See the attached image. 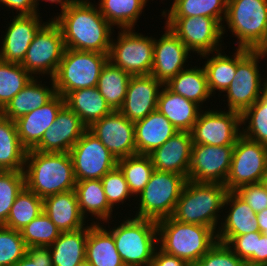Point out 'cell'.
Segmentation results:
<instances>
[{
    "instance_id": "680465c9",
    "label": "cell",
    "mask_w": 267,
    "mask_h": 266,
    "mask_svg": "<svg viewBox=\"0 0 267 266\" xmlns=\"http://www.w3.org/2000/svg\"><path fill=\"white\" fill-rule=\"evenodd\" d=\"M260 184L263 186V188L267 192V171H266V174L261 178Z\"/></svg>"
},
{
    "instance_id": "5bb4252c",
    "label": "cell",
    "mask_w": 267,
    "mask_h": 266,
    "mask_svg": "<svg viewBox=\"0 0 267 266\" xmlns=\"http://www.w3.org/2000/svg\"><path fill=\"white\" fill-rule=\"evenodd\" d=\"M76 181L101 179L117 166V160L88 129L70 150Z\"/></svg>"
},
{
    "instance_id": "f5cc1de1",
    "label": "cell",
    "mask_w": 267,
    "mask_h": 266,
    "mask_svg": "<svg viewBox=\"0 0 267 266\" xmlns=\"http://www.w3.org/2000/svg\"><path fill=\"white\" fill-rule=\"evenodd\" d=\"M151 266H192V265L186 260L166 254L162 250L157 248L154 253Z\"/></svg>"
},
{
    "instance_id": "ee69618b",
    "label": "cell",
    "mask_w": 267,
    "mask_h": 266,
    "mask_svg": "<svg viewBox=\"0 0 267 266\" xmlns=\"http://www.w3.org/2000/svg\"><path fill=\"white\" fill-rule=\"evenodd\" d=\"M24 187L23 171H2L0 173V225L6 223L10 209Z\"/></svg>"
},
{
    "instance_id": "f546056e",
    "label": "cell",
    "mask_w": 267,
    "mask_h": 266,
    "mask_svg": "<svg viewBox=\"0 0 267 266\" xmlns=\"http://www.w3.org/2000/svg\"><path fill=\"white\" fill-rule=\"evenodd\" d=\"M97 221L88 226L85 259L91 266H125L113 235Z\"/></svg>"
},
{
    "instance_id": "2e32d148",
    "label": "cell",
    "mask_w": 267,
    "mask_h": 266,
    "mask_svg": "<svg viewBox=\"0 0 267 266\" xmlns=\"http://www.w3.org/2000/svg\"><path fill=\"white\" fill-rule=\"evenodd\" d=\"M234 146L193 144L187 180L225 184L231 168Z\"/></svg>"
},
{
    "instance_id": "d6986e66",
    "label": "cell",
    "mask_w": 267,
    "mask_h": 266,
    "mask_svg": "<svg viewBox=\"0 0 267 266\" xmlns=\"http://www.w3.org/2000/svg\"><path fill=\"white\" fill-rule=\"evenodd\" d=\"M87 129L80 118L65 104L51 127L44 132L41 141L32 150L45 153H69Z\"/></svg>"
},
{
    "instance_id": "e0dca14e",
    "label": "cell",
    "mask_w": 267,
    "mask_h": 266,
    "mask_svg": "<svg viewBox=\"0 0 267 266\" xmlns=\"http://www.w3.org/2000/svg\"><path fill=\"white\" fill-rule=\"evenodd\" d=\"M88 130L110 151L116 160L136 155L135 124L120 111H113L94 122Z\"/></svg>"
},
{
    "instance_id": "9a60e30c",
    "label": "cell",
    "mask_w": 267,
    "mask_h": 266,
    "mask_svg": "<svg viewBox=\"0 0 267 266\" xmlns=\"http://www.w3.org/2000/svg\"><path fill=\"white\" fill-rule=\"evenodd\" d=\"M227 111H201L191 130L193 144L235 146L241 135V114Z\"/></svg>"
},
{
    "instance_id": "ab89813d",
    "label": "cell",
    "mask_w": 267,
    "mask_h": 266,
    "mask_svg": "<svg viewBox=\"0 0 267 266\" xmlns=\"http://www.w3.org/2000/svg\"><path fill=\"white\" fill-rule=\"evenodd\" d=\"M132 196H138L149 182L155 168L149 155L136 154L117 160Z\"/></svg>"
},
{
    "instance_id": "8fae6325",
    "label": "cell",
    "mask_w": 267,
    "mask_h": 266,
    "mask_svg": "<svg viewBox=\"0 0 267 266\" xmlns=\"http://www.w3.org/2000/svg\"><path fill=\"white\" fill-rule=\"evenodd\" d=\"M65 49L62 31L52 18L37 32L21 65L33 77L49 74L53 78Z\"/></svg>"
},
{
    "instance_id": "b9f144b4",
    "label": "cell",
    "mask_w": 267,
    "mask_h": 266,
    "mask_svg": "<svg viewBox=\"0 0 267 266\" xmlns=\"http://www.w3.org/2000/svg\"><path fill=\"white\" fill-rule=\"evenodd\" d=\"M32 78L33 76L21 64L0 59V111Z\"/></svg>"
},
{
    "instance_id": "bcb514c9",
    "label": "cell",
    "mask_w": 267,
    "mask_h": 266,
    "mask_svg": "<svg viewBox=\"0 0 267 266\" xmlns=\"http://www.w3.org/2000/svg\"><path fill=\"white\" fill-rule=\"evenodd\" d=\"M103 190L109 205L114 209V205L124 203L131 198L132 194L128 188L123 172L118 166L109 171L101 178Z\"/></svg>"
},
{
    "instance_id": "30bf717a",
    "label": "cell",
    "mask_w": 267,
    "mask_h": 266,
    "mask_svg": "<svg viewBox=\"0 0 267 266\" xmlns=\"http://www.w3.org/2000/svg\"><path fill=\"white\" fill-rule=\"evenodd\" d=\"M134 31L121 29L116 41L112 36L108 61L131 76L150 75L155 38Z\"/></svg>"
},
{
    "instance_id": "7dc6e473",
    "label": "cell",
    "mask_w": 267,
    "mask_h": 266,
    "mask_svg": "<svg viewBox=\"0 0 267 266\" xmlns=\"http://www.w3.org/2000/svg\"><path fill=\"white\" fill-rule=\"evenodd\" d=\"M193 266H247L226 244L216 242Z\"/></svg>"
},
{
    "instance_id": "ffe728a7",
    "label": "cell",
    "mask_w": 267,
    "mask_h": 266,
    "mask_svg": "<svg viewBox=\"0 0 267 266\" xmlns=\"http://www.w3.org/2000/svg\"><path fill=\"white\" fill-rule=\"evenodd\" d=\"M163 83L150 75L131 76L124 103L119 110L133 123L157 110L158 96Z\"/></svg>"
},
{
    "instance_id": "db71d44e",
    "label": "cell",
    "mask_w": 267,
    "mask_h": 266,
    "mask_svg": "<svg viewBox=\"0 0 267 266\" xmlns=\"http://www.w3.org/2000/svg\"><path fill=\"white\" fill-rule=\"evenodd\" d=\"M247 266H267V235L257 238V252L246 262Z\"/></svg>"
},
{
    "instance_id": "4316f807",
    "label": "cell",
    "mask_w": 267,
    "mask_h": 266,
    "mask_svg": "<svg viewBox=\"0 0 267 266\" xmlns=\"http://www.w3.org/2000/svg\"><path fill=\"white\" fill-rule=\"evenodd\" d=\"M51 81L52 86L49 88L46 85L44 86V84H41L42 81L38 82V80L33 77L30 82L11 99L0 113L4 117L15 121L29 112L45 105L57 94L53 78H51Z\"/></svg>"
},
{
    "instance_id": "7bdbcfd3",
    "label": "cell",
    "mask_w": 267,
    "mask_h": 266,
    "mask_svg": "<svg viewBox=\"0 0 267 266\" xmlns=\"http://www.w3.org/2000/svg\"><path fill=\"white\" fill-rule=\"evenodd\" d=\"M20 232L27 248L32 246H50L61 233L44 212L33 219Z\"/></svg>"
},
{
    "instance_id": "8d00e7d4",
    "label": "cell",
    "mask_w": 267,
    "mask_h": 266,
    "mask_svg": "<svg viewBox=\"0 0 267 266\" xmlns=\"http://www.w3.org/2000/svg\"><path fill=\"white\" fill-rule=\"evenodd\" d=\"M102 16L114 27L134 29L148 0H99Z\"/></svg>"
},
{
    "instance_id": "60d3db41",
    "label": "cell",
    "mask_w": 267,
    "mask_h": 266,
    "mask_svg": "<svg viewBox=\"0 0 267 266\" xmlns=\"http://www.w3.org/2000/svg\"><path fill=\"white\" fill-rule=\"evenodd\" d=\"M248 122V126L245 124ZM241 134L267 146V87L261 97L241 114Z\"/></svg>"
},
{
    "instance_id": "8992f818",
    "label": "cell",
    "mask_w": 267,
    "mask_h": 266,
    "mask_svg": "<svg viewBox=\"0 0 267 266\" xmlns=\"http://www.w3.org/2000/svg\"><path fill=\"white\" fill-rule=\"evenodd\" d=\"M108 54L66 48L53 77L56 93L65 97L78 89L97 87Z\"/></svg>"
},
{
    "instance_id": "7402d4cb",
    "label": "cell",
    "mask_w": 267,
    "mask_h": 266,
    "mask_svg": "<svg viewBox=\"0 0 267 266\" xmlns=\"http://www.w3.org/2000/svg\"><path fill=\"white\" fill-rule=\"evenodd\" d=\"M192 145L191 132L178 131L149 154L155 170L172 172L188 178Z\"/></svg>"
},
{
    "instance_id": "52a82bcc",
    "label": "cell",
    "mask_w": 267,
    "mask_h": 266,
    "mask_svg": "<svg viewBox=\"0 0 267 266\" xmlns=\"http://www.w3.org/2000/svg\"><path fill=\"white\" fill-rule=\"evenodd\" d=\"M224 21L238 48L258 50L267 39V0H227Z\"/></svg>"
},
{
    "instance_id": "e575fe53",
    "label": "cell",
    "mask_w": 267,
    "mask_h": 266,
    "mask_svg": "<svg viewBox=\"0 0 267 266\" xmlns=\"http://www.w3.org/2000/svg\"><path fill=\"white\" fill-rule=\"evenodd\" d=\"M131 75L108 61L100 73L97 89L113 111L124 103Z\"/></svg>"
},
{
    "instance_id": "74e56055",
    "label": "cell",
    "mask_w": 267,
    "mask_h": 266,
    "mask_svg": "<svg viewBox=\"0 0 267 266\" xmlns=\"http://www.w3.org/2000/svg\"><path fill=\"white\" fill-rule=\"evenodd\" d=\"M220 51L222 50L216 51L210 59L208 58L203 66L211 95L215 90L225 92L236 75L237 48L231 57Z\"/></svg>"
},
{
    "instance_id": "9c48e42d",
    "label": "cell",
    "mask_w": 267,
    "mask_h": 266,
    "mask_svg": "<svg viewBox=\"0 0 267 266\" xmlns=\"http://www.w3.org/2000/svg\"><path fill=\"white\" fill-rule=\"evenodd\" d=\"M262 58L258 50L237 48L236 75L225 91L228 110L242 114L263 94L267 80L261 82L263 78L261 79L258 63Z\"/></svg>"
},
{
    "instance_id": "9f6ffc18",
    "label": "cell",
    "mask_w": 267,
    "mask_h": 266,
    "mask_svg": "<svg viewBox=\"0 0 267 266\" xmlns=\"http://www.w3.org/2000/svg\"><path fill=\"white\" fill-rule=\"evenodd\" d=\"M40 0H36V7L38 8ZM44 1H49L51 3H57L61 7V11L64 10L70 3H72L74 0H44Z\"/></svg>"
},
{
    "instance_id": "d6a6232c",
    "label": "cell",
    "mask_w": 267,
    "mask_h": 266,
    "mask_svg": "<svg viewBox=\"0 0 267 266\" xmlns=\"http://www.w3.org/2000/svg\"><path fill=\"white\" fill-rule=\"evenodd\" d=\"M88 226L75 231L61 232L49 246L53 266H75L85 260Z\"/></svg>"
},
{
    "instance_id": "277c9868",
    "label": "cell",
    "mask_w": 267,
    "mask_h": 266,
    "mask_svg": "<svg viewBox=\"0 0 267 266\" xmlns=\"http://www.w3.org/2000/svg\"><path fill=\"white\" fill-rule=\"evenodd\" d=\"M228 192L224 184L187 180L172 218L183 223L208 226L217 233L218 213L224 209Z\"/></svg>"
},
{
    "instance_id": "ac0fdd59",
    "label": "cell",
    "mask_w": 267,
    "mask_h": 266,
    "mask_svg": "<svg viewBox=\"0 0 267 266\" xmlns=\"http://www.w3.org/2000/svg\"><path fill=\"white\" fill-rule=\"evenodd\" d=\"M165 33L160 39L154 40L153 66L151 75L166 84L180 71L186 69V60L191 51L186 45L165 26Z\"/></svg>"
},
{
    "instance_id": "5b68a950",
    "label": "cell",
    "mask_w": 267,
    "mask_h": 266,
    "mask_svg": "<svg viewBox=\"0 0 267 266\" xmlns=\"http://www.w3.org/2000/svg\"><path fill=\"white\" fill-rule=\"evenodd\" d=\"M109 232L125 266H151L158 248L156 221L129 217Z\"/></svg>"
},
{
    "instance_id": "7c38bea8",
    "label": "cell",
    "mask_w": 267,
    "mask_h": 266,
    "mask_svg": "<svg viewBox=\"0 0 267 266\" xmlns=\"http://www.w3.org/2000/svg\"><path fill=\"white\" fill-rule=\"evenodd\" d=\"M166 18L165 25L190 51L198 53L203 59L221 50L219 42L222 43L224 35L222 26L215 19L206 16Z\"/></svg>"
},
{
    "instance_id": "7a4b0ae2",
    "label": "cell",
    "mask_w": 267,
    "mask_h": 266,
    "mask_svg": "<svg viewBox=\"0 0 267 266\" xmlns=\"http://www.w3.org/2000/svg\"><path fill=\"white\" fill-rule=\"evenodd\" d=\"M25 187L44 199L74 190L76 179L70 153L28 150L24 165Z\"/></svg>"
},
{
    "instance_id": "cb8c5ba5",
    "label": "cell",
    "mask_w": 267,
    "mask_h": 266,
    "mask_svg": "<svg viewBox=\"0 0 267 266\" xmlns=\"http://www.w3.org/2000/svg\"><path fill=\"white\" fill-rule=\"evenodd\" d=\"M134 124L137 154L149 155L178 132L158 110L151 112Z\"/></svg>"
},
{
    "instance_id": "c3c4849f",
    "label": "cell",
    "mask_w": 267,
    "mask_h": 266,
    "mask_svg": "<svg viewBox=\"0 0 267 266\" xmlns=\"http://www.w3.org/2000/svg\"><path fill=\"white\" fill-rule=\"evenodd\" d=\"M261 232H251L239 236H217L218 242L226 244L240 259L247 262L257 252V238Z\"/></svg>"
},
{
    "instance_id": "d4e9b609",
    "label": "cell",
    "mask_w": 267,
    "mask_h": 266,
    "mask_svg": "<svg viewBox=\"0 0 267 266\" xmlns=\"http://www.w3.org/2000/svg\"><path fill=\"white\" fill-rule=\"evenodd\" d=\"M43 212L60 232L75 231L86 226V220L79 210L75 190L45 197Z\"/></svg>"
},
{
    "instance_id": "836d02e7",
    "label": "cell",
    "mask_w": 267,
    "mask_h": 266,
    "mask_svg": "<svg viewBox=\"0 0 267 266\" xmlns=\"http://www.w3.org/2000/svg\"><path fill=\"white\" fill-rule=\"evenodd\" d=\"M172 92L198 104L200 107L211 95L204 68L190 67L180 71L165 84Z\"/></svg>"
},
{
    "instance_id": "d590c367",
    "label": "cell",
    "mask_w": 267,
    "mask_h": 266,
    "mask_svg": "<svg viewBox=\"0 0 267 266\" xmlns=\"http://www.w3.org/2000/svg\"><path fill=\"white\" fill-rule=\"evenodd\" d=\"M226 13L227 0H176L170 10H163L162 16L166 17L167 14V17H211L222 26L224 34L226 29L222 21L224 22Z\"/></svg>"
},
{
    "instance_id": "681fc988",
    "label": "cell",
    "mask_w": 267,
    "mask_h": 266,
    "mask_svg": "<svg viewBox=\"0 0 267 266\" xmlns=\"http://www.w3.org/2000/svg\"><path fill=\"white\" fill-rule=\"evenodd\" d=\"M235 192L256 214L267 209V192L260 183L241 186Z\"/></svg>"
},
{
    "instance_id": "11a10c76",
    "label": "cell",
    "mask_w": 267,
    "mask_h": 266,
    "mask_svg": "<svg viewBox=\"0 0 267 266\" xmlns=\"http://www.w3.org/2000/svg\"><path fill=\"white\" fill-rule=\"evenodd\" d=\"M257 222L261 233L267 232V209L257 213Z\"/></svg>"
},
{
    "instance_id": "44dd1931",
    "label": "cell",
    "mask_w": 267,
    "mask_h": 266,
    "mask_svg": "<svg viewBox=\"0 0 267 266\" xmlns=\"http://www.w3.org/2000/svg\"><path fill=\"white\" fill-rule=\"evenodd\" d=\"M39 14L16 15L2 39L0 59L9 63L21 64L29 45L37 32L47 23L40 20Z\"/></svg>"
},
{
    "instance_id": "603a6c76",
    "label": "cell",
    "mask_w": 267,
    "mask_h": 266,
    "mask_svg": "<svg viewBox=\"0 0 267 266\" xmlns=\"http://www.w3.org/2000/svg\"><path fill=\"white\" fill-rule=\"evenodd\" d=\"M64 105L65 98L56 94L45 105L15 120L19 139L27 150L33 149L41 141Z\"/></svg>"
},
{
    "instance_id": "4dcf8cb0",
    "label": "cell",
    "mask_w": 267,
    "mask_h": 266,
    "mask_svg": "<svg viewBox=\"0 0 267 266\" xmlns=\"http://www.w3.org/2000/svg\"><path fill=\"white\" fill-rule=\"evenodd\" d=\"M78 200L79 210L86 219L87 214L96 219L105 221L111 220L113 208L109 205L101 179H87L77 181L74 188ZM87 213V214H86Z\"/></svg>"
},
{
    "instance_id": "ba28073f",
    "label": "cell",
    "mask_w": 267,
    "mask_h": 266,
    "mask_svg": "<svg viewBox=\"0 0 267 266\" xmlns=\"http://www.w3.org/2000/svg\"><path fill=\"white\" fill-rule=\"evenodd\" d=\"M187 178L172 172L154 170L139 194L137 218L159 221L172 217Z\"/></svg>"
},
{
    "instance_id": "f6af8a7d",
    "label": "cell",
    "mask_w": 267,
    "mask_h": 266,
    "mask_svg": "<svg viewBox=\"0 0 267 266\" xmlns=\"http://www.w3.org/2000/svg\"><path fill=\"white\" fill-rule=\"evenodd\" d=\"M26 252L21 232L0 225V266H14Z\"/></svg>"
},
{
    "instance_id": "f907efd6",
    "label": "cell",
    "mask_w": 267,
    "mask_h": 266,
    "mask_svg": "<svg viewBox=\"0 0 267 266\" xmlns=\"http://www.w3.org/2000/svg\"><path fill=\"white\" fill-rule=\"evenodd\" d=\"M14 266H53L49 246H32Z\"/></svg>"
},
{
    "instance_id": "83f0119b",
    "label": "cell",
    "mask_w": 267,
    "mask_h": 266,
    "mask_svg": "<svg viewBox=\"0 0 267 266\" xmlns=\"http://www.w3.org/2000/svg\"><path fill=\"white\" fill-rule=\"evenodd\" d=\"M230 205L224 222L218 228L217 236H239L251 232H260L257 222V214L252 208L235 192L229 191L224 208Z\"/></svg>"
},
{
    "instance_id": "484cf974",
    "label": "cell",
    "mask_w": 267,
    "mask_h": 266,
    "mask_svg": "<svg viewBox=\"0 0 267 266\" xmlns=\"http://www.w3.org/2000/svg\"><path fill=\"white\" fill-rule=\"evenodd\" d=\"M157 110L180 132H191L202 111L198 104L172 92L165 84L158 96Z\"/></svg>"
},
{
    "instance_id": "3957f363",
    "label": "cell",
    "mask_w": 267,
    "mask_h": 266,
    "mask_svg": "<svg viewBox=\"0 0 267 266\" xmlns=\"http://www.w3.org/2000/svg\"><path fill=\"white\" fill-rule=\"evenodd\" d=\"M158 248L189 262L192 266L218 241L208 226L176 221L172 217L157 221Z\"/></svg>"
},
{
    "instance_id": "f1b7e54d",
    "label": "cell",
    "mask_w": 267,
    "mask_h": 266,
    "mask_svg": "<svg viewBox=\"0 0 267 266\" xmlns=\"http://www.w3.org/2000/svg\"><path fill=\"white\" fill-rule=\"evenodd\" d=\"M64 98L65 104L87 128L113 112L97 87L71 91Z\"/></svg>"
},
{
    "instance_id": "4fadbf2b",
    "label": "cell",
    "mask_w": 267,
    "mask_h": 266,
    "mask_svg": "<svg viewBox=\"0 0 267 266\" xmlns=\"http://www.w3.org/2000/svg\"><path fill=\"white\" fill-rule=\"evenodd\" d=\"M266 171L267 146L241 134L235 143L230 172L224 184L228 191L260 183Z\"/></svg>"
},
{
    "instance_id": "816d5d0a",
    "label": "cell",
    "mask_w": 267,
    "mask_h": 266,
    "mask_svg": "<svg viewBox=\"0 0 267 266\" xmlns=\"http://www.w3.org/2000/svg\"><path fill=\"white\" fill-rule=\"evenodd\" d=\"M0 3L3 4V6L6 5L9 10H17L16 14L19 11L18 15L38 14L36 0H0Z\"/></svg>"
},
{
    "instance_id": "6da1fadb",
    "label": "cell",
    "mask_w": 267,
    "mask_h": 266,
    "mask_svg": "<svg viewBox=\"0 0 267 266\" xmlns=\"http://www.w3.org/2000/svg\"><path fill=\"white\" fill-rule=\"evenodd\" d=\"M97 8L89 0H74L53 17L62 31L66 48L109 53L113 26Z\"/></svg>"
},
{
    "instance_id": "f35d334b",
    "label": "cell",
    "mask_w": 267,
    "mask_h": 266,
    "mask_svg": "<svg viewBox=\"0 0 267 266\" xmlns=\"http://www.w3.org/2000/svg\"><path fill=\"white\" fill-rule=\"evenodd\" d=\"M41 213H43V199L24 187L17 195L3 226L21 231Z\"/></svg>"
},
{
    "instance_id": "1f68e13d",
    "label": "cell",
    "mask_w": 267,
    "mask_h": 266,
    "mask_svg": "<svg viewBox=\"0 0 267 266\" xmlns=\"http://www.w3.org/2000/svg\"><path fill=\"white\" fill-rule=\"evenodd\" d=\"M27 151L19 139L15 121L0 113L1 171H23Z\"/></svg>"
},
{
    "instance_id": "6f0895ef",
    "label": "cell",
    "mask_w": 267,
    "mask_h": 266,
    "mask_svg": "<svg viewBox=\"0 0 267 266\" xmlns=\"http://www.w3.org/2000/svg\"><path fill=\"white\" fill-rule=\"evenodd\" d=\"M258 51L261 53L262 57L265 58V56H267V39L265 43L258 49Z\"/></svg>"
},
{
    "instance_id": "91938a15",
    "label": "cell",
    "mask_w": 267,
    "mask_h": 266,
    "mask_svg": "<svg viewBox=\"0 0 267 266\" xmlns=\"http://www.w3.org/2000/svg\"><path fill=\"white\" fill-rule=\"evenodd\" d=\"M75 266H91L90 263L85 259L82 262L78 263Z\"/></svg>"
}]
</instances>
